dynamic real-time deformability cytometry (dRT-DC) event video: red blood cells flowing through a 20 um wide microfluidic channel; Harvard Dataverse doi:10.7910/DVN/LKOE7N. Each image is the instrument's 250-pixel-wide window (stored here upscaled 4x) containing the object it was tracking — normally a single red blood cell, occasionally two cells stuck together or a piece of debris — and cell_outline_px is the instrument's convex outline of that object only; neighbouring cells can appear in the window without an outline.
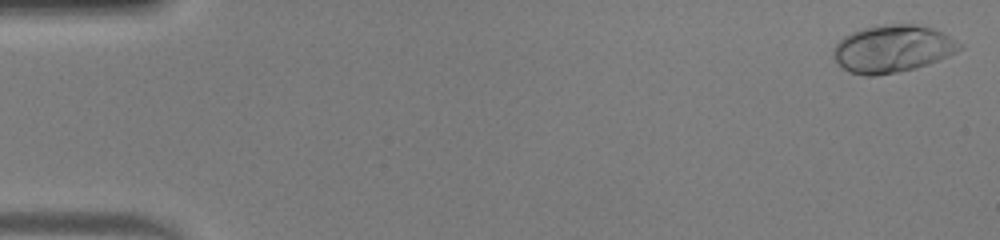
{"species": "human", "species_latin": "Homo sapiens", "temperature_condition": "warm", "stored_images_in_passage": 49, "camera_frame_rate_fps": 3000, "um_per_image_px": 0.085, "donor": {"sex": "male"}, "frame": {"image": 1, "passage_image": 1, "time_ms": 0.0, "image_size_px": [1000, 240], "cell_outline_px": [[964, 48], [940, 60], [916, 68], [876, 76], [864, 76], [848, 72], [832, 56], [832, 48], [844, 36], [860, 28], [880, 24], [916, 24], [932, 28], [964, 44]], "centroid_in_image_um": [75.86, 4.14], "position_along_channel_um": 9.1, "area_um2": 35.14}}
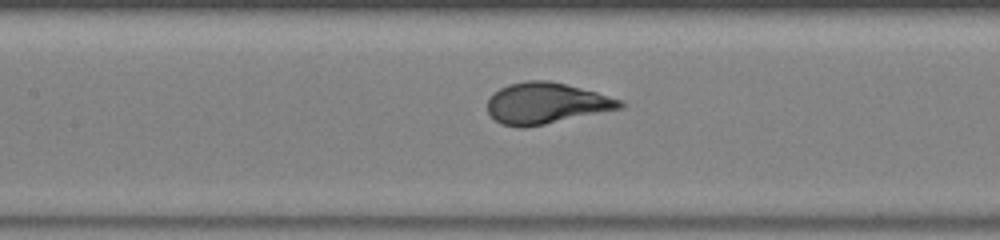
{"frame": {"image": 2, "passage_image": 23, "time_ms": 7.333, "image_size_px": [1000, 240], "cell_outline_px": [[628, 104], [624, 108], [524, 128], [520, 128], [504, 124], [496, 120], [488, 112], [488, 100], [492, 92], [508, 84], [528, 80], [548, 80], [596, 92], [624, 100]], "centroid_in_image_um": [46.46, 8.77], "position_along_channel_um": 160.9, "area_um2": 31.79}}
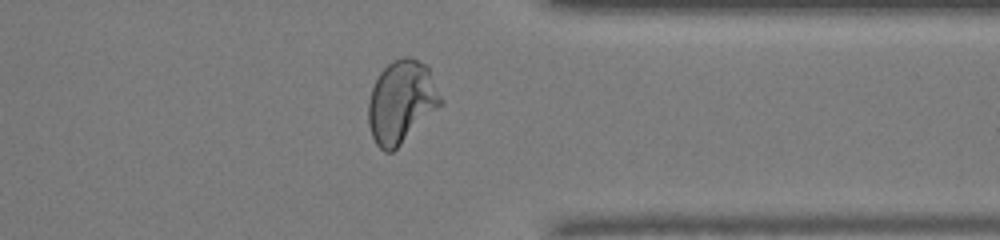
{"frame": {"image": 3, "passage_image": 39, "time_ms": 12.667, "image_size_px": [1000, 240], "cell_outline_px": [[444, 104], [392, 152], [384, 152], [376, 144], [372, 136], [368, 124], [368, 100], [372, 88], [380, 72], [392, 60], [404, 56], [408, 56], [428, 64], [444, 100]], "centroid_in_image_um": [34.15, 8.63], "position_along_channel_um": 377.2, "area_um2": 35.37}, "authors_computed_cell_mechanics": {"area_um2": 32.2524, "velocity_mm_per_s": 4.157, "shape_relaxation_time_tau1_ms": 3.5026, "shape_relaxation_time_tau2_ms": null, "deformation_change_tau1": 0.2191, "deformation_change_tau2": null}}